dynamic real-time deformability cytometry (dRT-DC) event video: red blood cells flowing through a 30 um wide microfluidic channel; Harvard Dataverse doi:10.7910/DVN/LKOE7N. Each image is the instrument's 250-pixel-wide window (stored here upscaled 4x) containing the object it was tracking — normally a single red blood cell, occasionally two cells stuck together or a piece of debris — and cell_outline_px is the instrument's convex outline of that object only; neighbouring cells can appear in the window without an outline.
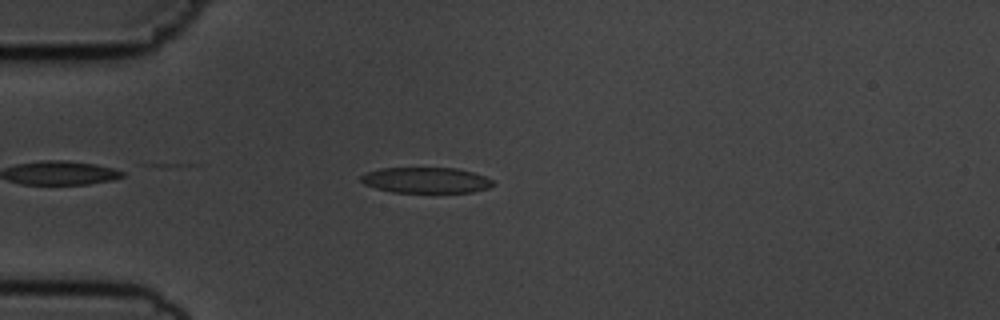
{"species": "common noctule bat (a hibernating species)", "species_latin": "Nyctalus noctula", "temperature_condition": "cold", "stored_images_in_passage": 40, "camera_frame_rate_fps": 3000, "um_per_image_px": 0.085, "animal": {"sex": "male", "body_mass_g": 19.5, "forearm_length_mm": 54.6}, "frame": {"image": 1, "passage_image": 6, "time_ms": 1.667, "image_size_px": [1000, 320], "cell_outline_px": [[496, 184], [488, 188], [472, 192], [392, 192], [376, 188], [364, 184], [360, 180], [360, 176], [368, 172], [380, 168], [456, 168], [472, 172], [484, 176], [492, 180]], "centroid_in_image_um": [36.21, 15.31], "position_along_channel_um": 48.8, "area_um2": 19.71}}
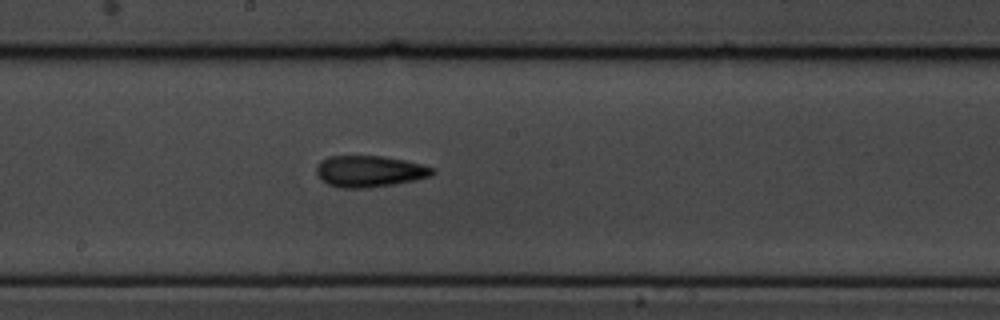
{"frame": {"image": 2, "passage_image": 21, "time_ms": 6.667, "image_size_px": [1000, 320], "cell_outline_px": [[436, 172], [432, 176], [392, 184], [364, 188], [340, 188], [328, 184], [320, 180], [316, 172], [316, 164], [320, 160], [328, 156], [384, 156], [404, 160], [436, 168]], "centroid_in_image_um": [31.37, 14.55], "position_along_channel_um": 216.8, "area_um2": 21.33}}
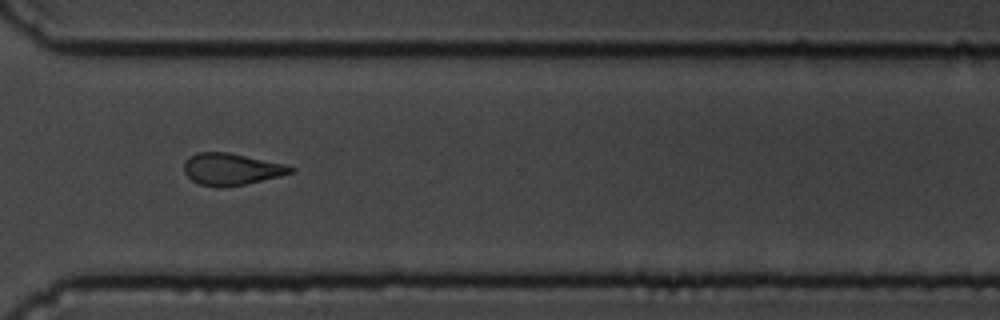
{"frame": {"image": 3, "passage_image": 32, "time_ms": 10.333, "image_size_px": [1000, 320], "cell_outline_px": [[296, 168], [292, 172], [280, 176], [244, 184], [220, 188], [216, 188], [200, 184], [192, 180], [184, 172], [184, 160], [188, 156], [196, 152], [228, 152], [288, 164]], "centroid_in_image_um": [19.66, 14.37], "position_along_channel_um": 350.9, "area_um2": 20.0}, "authors_computed_cell_mechanics": {"area_um2": 20.3456, "velocity_mm_per_s": 3.6648, "shape_relaxation_time_tau1_ms": 11.1296, "shape_relaxation_time_tau2_ms": 4.2148, "deformation_change_tau1": 0.2131, "deformation_change_tau2": 0.1184}}